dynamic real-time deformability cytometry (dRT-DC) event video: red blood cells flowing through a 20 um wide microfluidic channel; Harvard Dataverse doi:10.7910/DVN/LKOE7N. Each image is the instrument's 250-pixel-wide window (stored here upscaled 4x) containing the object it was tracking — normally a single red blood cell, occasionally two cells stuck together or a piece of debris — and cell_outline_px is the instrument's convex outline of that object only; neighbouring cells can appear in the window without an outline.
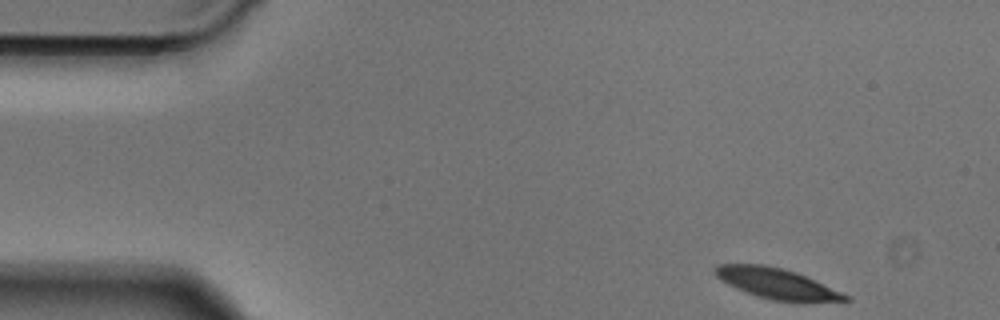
{"species": "Egyptian fruit bat (a non-hibernating species)", "species_latin": "Rousettus aegyptiacus", "temperature_condition": "cold", "stored_images_in_passage": 9, "camera_frame_rate_fps": 3000, "um_per_image_px": 0.085, "animal": {"sex": "male"}, "frame": {"image": 1, "passage_image": 1, "time_ms": 0.0, "image_size_px": [1000, 320], "cell_outline_px": [[852, 300], [804, 304], [772, 300], [756, 296], [736, 288], [720, 280], [716, 276], [716, 264], [764, 264], [796, 272], [840, 292], [848, 296]], "centroid_in_image_um": [66.05, 24.14], "position_along_channel_um": 18.9, "area_um2": 23.29}}